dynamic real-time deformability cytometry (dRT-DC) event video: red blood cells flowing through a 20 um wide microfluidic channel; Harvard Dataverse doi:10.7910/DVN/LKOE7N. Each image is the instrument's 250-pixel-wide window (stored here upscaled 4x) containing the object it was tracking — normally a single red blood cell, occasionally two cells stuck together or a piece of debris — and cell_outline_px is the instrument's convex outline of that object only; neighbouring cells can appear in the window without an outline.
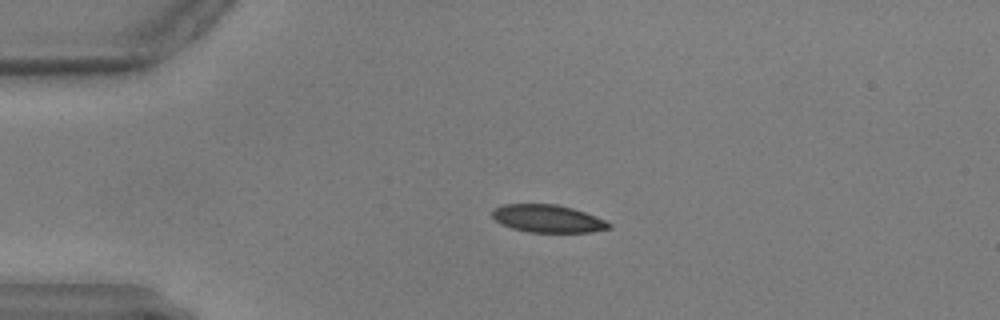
{"species": "common noctule bat (a hibernating species)", "species_latin": "Nyctalus noctula", "temperature_condition": "warm", "stored_images_in_passage": 20, "camera_frame_rate_fps": 3000, "um_per_image_px": 0.085, "animal": {"sex": "male", "body_mass_g": 17.9, "forearm_length_mm": 54.2}, "frame": {"image": 1, "passage_image": 14, "time_ms": 4.333, "image_size_px": [1000, 320], "cell_outline_px": [[612, 228], [592, 232], [528, 232], [512, 228], [496, 220], [492, 216], [492, 212], [496, 208], [504, 204], [556, 204], [572, 208], [596, 216], [612, 224]], "centroid_in_image_um": [46.6, 18.59], "position_along_channel_um": 38.4, "area_um2": 18.67}}